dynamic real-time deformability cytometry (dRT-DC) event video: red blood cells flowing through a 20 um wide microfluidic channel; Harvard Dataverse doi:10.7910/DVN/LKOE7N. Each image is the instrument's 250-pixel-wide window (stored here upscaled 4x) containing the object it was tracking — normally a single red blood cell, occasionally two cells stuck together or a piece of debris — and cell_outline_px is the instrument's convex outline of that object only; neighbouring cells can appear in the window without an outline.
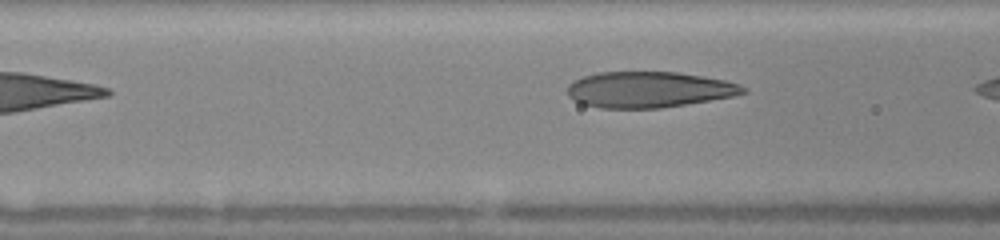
{"species": "human", "species_latin": "Homo sapiens", "temperature_condition": "warm", "stored_images_in_passage": 9, "segment_of_instrument_passage": [2, 2], "camera_frame_rate_fps": 3000, "um_per_image_px": 0.085, "donor": {"sex": "female"}, "frame": {"image": 1, "passage_image": 9, "time_ms": 4.333, "image_size_px": [1000, 240], "cell_outline_px": [[748, 92], [732, 96], [660, 108], [600, 108], [580, 104], [568, 96], [568, 84], [572, 80], [584, 76], [600, 72], [676, 72], [724, 80], [740, 84], [748, 88]], "centroid_in_image_um": [55.12, 7.61], "position_along_channel_um": 111.5, "area_um2": 36.7}}